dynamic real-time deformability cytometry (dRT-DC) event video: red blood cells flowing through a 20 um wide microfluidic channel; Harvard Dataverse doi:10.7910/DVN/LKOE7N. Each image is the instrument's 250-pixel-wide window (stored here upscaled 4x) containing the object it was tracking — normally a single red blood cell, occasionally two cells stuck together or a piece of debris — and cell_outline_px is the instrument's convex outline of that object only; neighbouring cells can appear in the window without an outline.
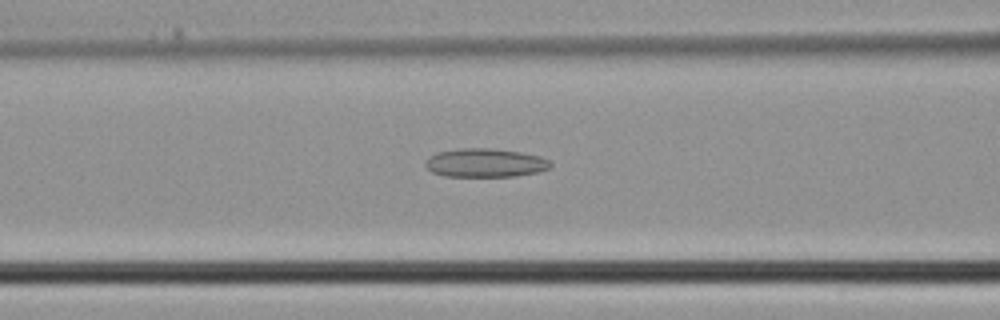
{"species": "common noctule bat (a hibernating species)", "species_latin": "Nyctalus noctula", "temperature_condition": "cold", "stored_images_in_passage": 27, "camera_frame_rate_fps": 3000, "um_per_image_px": 0.085, "animal": {"sex": "male", "body_mass_g": 21.5, "forearm_length_mm": 52.0}, "frame": {"image": 1, "passage_image": 9, "time_ms": 2.667, "image_size_px": [1000, 320], "cell_outline_px": [[552, 164], [548, 168], [540, 172], [516, 176], [444, 176], [432, 172], [424, 164], [436, 152], [460, 148], [492, 148], [520, 152], [540, 156], [548, 160]], "centroid_in_image_um": [41.26, 13.84], "position_along_channel_um": 125.3, "area_um2": 20.81}}
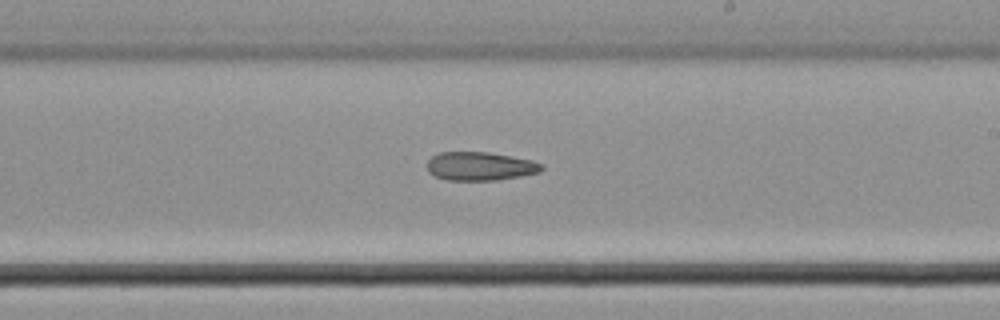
{"frame": {"image": 2, "passage_image": 16, "time_ms": 5.0, "image_size_px": [1000, 320], "cell_outline_px": [[544, 168], [540, 172], [520, 176], [496, 180], [448, 180], [436, 176], [428, 172], [428, 160], [432, 156], [440, 152], [488, 152], [512, 156], [532, 160], [544, 164]], "centroid_in_image_um": [40.84, 14.12], "position_along_channel_um": 248.2, "area_um2": 19.07}}
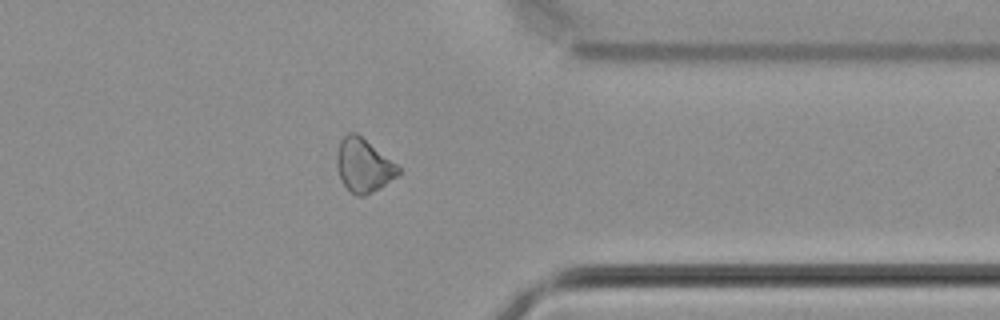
{"frame": {"image": 3, "passage_image": 24, "time_ms": 7.667, "image_size_px": [1000, 320], "cell_outline_px": [[400, 172], [396, 176], [384, 184], [364, 196], [356, 196], [344, 184], [340, 176], [336, 164], [336, 156], [340, 140], [348, 132], [356, 132], [396, 164], [400, 168]], "centroid_in_image_um": [30.87, 14.03], "position_along_channel_um": 380.5, "area_um2": 18.67}}